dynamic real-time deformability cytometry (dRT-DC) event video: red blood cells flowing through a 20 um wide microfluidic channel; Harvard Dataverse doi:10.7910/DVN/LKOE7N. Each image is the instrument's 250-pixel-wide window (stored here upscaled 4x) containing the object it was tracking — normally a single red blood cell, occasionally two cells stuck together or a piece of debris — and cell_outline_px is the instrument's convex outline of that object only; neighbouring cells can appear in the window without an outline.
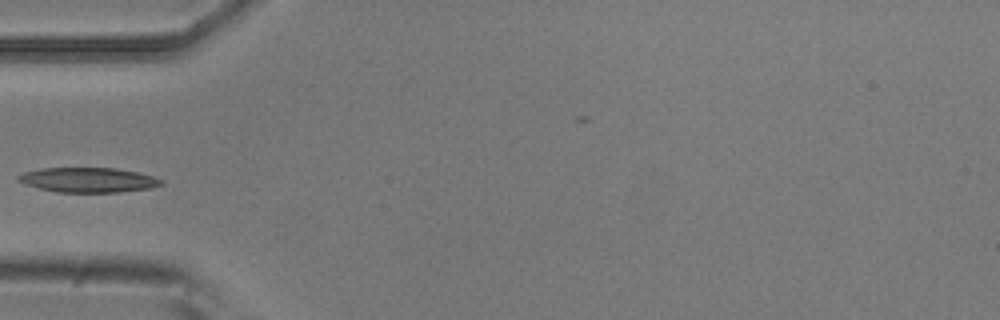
{"species": "common noctule bat (a hibernating species)", "species_latin": "Nyctalus noctula", "temperature_condition": "room temperature", "stored_images_in_passage": 5, "camera_frame_rate_fps": 3000, "um_per_image_px": 0.085, "animal": {"sex": "male", "body_mass_g": 20.5, "forearm_length_mm": 52.5}, "frame": {"image": 1, "passage_image": 5, "time_ms": 1.333, "image_size_px": [1000, 320], "cell_outline_px": [[164, 184], [152, 188], [120, 192], [56, 192], [24, 184], [16, 180], [16, 176], [24, 172], [40, 168], [116, 168], [156, 176], [164, 180]], "centroid_in_image_um": [7.52, 15.29], "position_along_channel_um": 77.5, "area_um2": 20.87}}